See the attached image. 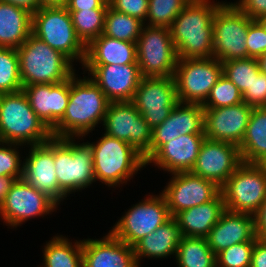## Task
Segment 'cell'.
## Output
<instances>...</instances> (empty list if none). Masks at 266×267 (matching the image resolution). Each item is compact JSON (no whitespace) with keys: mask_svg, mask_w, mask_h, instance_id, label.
<instances>
[{"mask_svg":"<svg viewBox=\"0 0 266 267\" xmlns=\"http://www.w3.org/2000/svg\"><path fill=\"white\" fill-rule=\"evenodd\" d=\"M253 107L240 104L204 109V134L207 139L239 146L244 138Z\"/></svg>","mask_w":266,"mask_h":267,"instance_id":"cell-20","label":"cell"},{"mask_svg":"<svg viewBox=\"0 0 266 267\" xmlns=\"http://www.w3.org/2000/svg\"><path fill=\"white\" fill-rule=\"evenodd\" d=\"M205 134L181 135L162 145L147 161L169 174L191 172L199 155Z\"/></svg>","mask_w":266,"mask_h":267,"instance_id":"cell-22","label":"cell"},{"mask_svg":"<svg viewBox=\"0 0 266 267\" xmlns=\"http://www.w3.org/2000/svg\"><path fill=\"white\" fill-rule=\"evenodd\" d=\"M225 209L254 215L266 199V170L261 164L242 163L220 188Z\"/></svg>","mask_w":266,"mask_h":267,"instance_id":"cell-10","label":"cell"},{"mask_svg":"<svg viewBox=\"0 0 266 267\" xmlns=\"http://www.w3.org/2000/svg\"><path fill=\"white\" fill-rule=\"evenodd\" d=\"M82 68L110 102L132 101L142 79L138 63L83 64Z\"/></svg>","mask_w":266,"mask_h":267,"instance_id":"cell-17","label":"cell"},{"mask_svg":"<svg viewBox=\"0 0 266 267\" xmlns=\"http://www.w3.org/2000/svg\"><path fill=\"white\" fill-rule=\"evenodd\" d=\"M143 25L144 23L139 19L118 12L109 6L105 15L103 35L136 43Z\"/></svg>","mask_w":266,"mask_h":267,"instance_id":"cell-32","label":"cell"},{"mask_svg":"<svg viewBox=\"0 0 266 267\" xmlns=\"http://www.w3.org/2000/svg\"><path fill=\"white\" fill-rule=\"evenodd\" d=\"M225 210L220 192L213 200L182 210L174 218L182 236L206 238Z\"/></svg>","mask_w":266,"mask_h":267,"instance_id":"cell-25","label":"cell"},{"mask_svg":"<svg viewBox=\"0 0 266 267\" xmlns=\"http://www.w3.org/2000/svg\"><path fill=\"white\" fill-rule=\"evenodd\" d=\"M82 267H139L133 247L108 232L101 239L82 240Z\"/></svg>","mask_w":266,"mask_h":267,"instance_id":"cell-23","label":"cell"},{"mask_svg":"<svg viewBox=\"0 0 266 267\" xmlns=\"http://www.w3.org/2000/svg\"><path fill=\"white\" fill-rule=\"evenodd\" d=\"M256 237L266 241V199L261 204V207L254 214Z\"/></svg>","mask_w":266,"mask_h":267,"instance_id":"cell-47","label":"cell"},{"mask_svg":"<svg viewBox=\"0 0 266 267\" xmlns=\"http://www.w3.org/2000/svg\"><path fill=\"white\" fill-rule=\"evenodd\" d=\"M16 180L17 179L13 176H0V205L4 202L6 195L8 194Z\"/></svg>","mask_w":266,"mask_h":267,"instance_id":"cell-49","label":"cell"},{"mask_svg":"<svg viewBox=\"0 0 266 267\" xmlns=\"http://www.w3.org/2000/svg\"><path fill=\"white\" fill-rule=\"evenodd\" d=\"M258 21H259V22L263 25V27L266 29V16L260 18Z\"/></svg>","mask_w":266,"mask_h":267,"instance_id":"cell-53","label":"cell"},{"mask_svg":"<svg viewBox=\"0 0 266 267\" xmlns=\"http://www.w3.org/2000/svg\"><path fill=\"white\" fill-rule=\"evenodd\" d=\"M107 9L69 11L76 34L86 46L103 34Z\"/></svg>","mask_w":266,"mask_h":267,"instance_id":"cell-33","label":"cell"},{"mask_svg":"<svg viewBox=\"0 0 266 267\" xmlns=\"http://www.w3.org/2000/svg\"><path fill=\"white\" fill-rule=\"evenodd\" d=\"M182 235L174 217L158 227L155 231L138 241L134 246V256L140 267L143 258L162 259L176 257L177 247Z\"/></svg>","mask_w":266,"mask_h":267,"instance_id":"cell-26","label":"cell"},{"mask_svg":"<svg viewBox=\"0 0 266 267\" xmlns=\"http://www.w3.org/2000/svg\"><path fill=\"white\" fill-rule=\"evenodd\" d=\"M190 1L191 0H149L148 14L144 25L170 28L177 15Z\"/></svg>","mask_w":266,"mask_h":267,"instance_id":"cell-36","label":"cell"},{"mask_svg":"<svg viewBox=\"0 0 266 267\" xmlns=\"http://www.w3.org/2000/svg\"><path fill=\"white\" fill-rule=\"evenodd\" d=\"M243 102L242 93L224 74L210 90L206 101L202 104L204 109L229 107Z\"/></svg>","mask_w":266,"mask_h":267,"instance_id":"cell-38","label":"cell"},{"mask_svg":"<svg viewBox=\"0 0 266 267\" xmlns=\"http://www.w3.org/2000/svg\"><path fill=\"white\" fill-rule=\"evenodd\" d=\"M65 7L68 11H79L95 8H108V0H67Z\"/></svg>","mask_w":266,"mask_h":267,"instance_id":"cell-46","label":"cell"},{"mask_svg":"<svg viewBox=\"0 0 266 267\" xmlns=\"http://www.w3.org/2000/svg\"><path fill=\"white\" fill-rule=\"evenodd\" d=\"M83 137H54V163L59 188L69 197L95 180L93 148Z\"/></svg>","mask_w":266,"mask_h":267,"instance_id":"cell-6","label":"cell"},{"mask_svg":"<svg viewBox=\"0 0 266 267\" xmlns=\"http://www.w3.org/2000/svg\"><path fill=\"white\" fill-rule=\"evenodd\" d=\"M26 147L30 148L23 160L22 178L29 185L49 196L59 206L68 196L58 185L54 163V137L45 143Z\"/></svg>","mask_w":266,"mask_h":267,"instance_id":"cell-18","label":"cell"},{"mask_svg":"<svg viewBox=\"0 0 266 267\" xmlns=\"http://www.w3.org/2000/svg\"><path fill=\"white\" fill-rule=\"evenodd\" d=\"M67 0H38L39 8L64 7Z\"/></svg>","mask_w":266,"mask_h":267,"instance_id":"cell-51","label":"cell"},{"mask_svg":"<svg viewBox=\"0 0 266 267\" xmlns=\"http://www.w3.org/2000/svg\"><path fill=\"white\" fill-rule=\"evenodd\" d=\"M32 13L0 1V47L19 48L32 33Z\"/></svg>","mask_w":266,"mask_h":267,"instance_id":"cell-28","label":"cell"},{"mask_svg":"<svg viewBox=\"0 0 266 267\" xmlns=\"http://www.w3.org/2000/svg\"><path fill=\"white\" fill-rule=\"evenodd\" d=\"M147 196L127 209L109 230L114 237L131 247L171 218L161 192L159 195L149 193Z\"/></svg>","mask_w":266,"mask_h":267,"instance_id":"cell-11","label":"cell"},{"mask_svg":"<svg viewBox=\"0 0 266 267\" xmlns=\"http://www.w3.org/2000/svg\"><path fill=\"white\" fill-rule=\"evenodd\" d=\"M255 241L237 243L216 255L217 267H250Z\"/></svg>","mask_w":266,"mask_h":267,"instance_id":"cell-39","label":"cell"},{"mask_svg":"<svg viewBox=\"0 0 266 267\" xmlns=\"http://www.w3.org/2000/svg\"><path fill=\"white\" fill-rule=\"evenodd\" d=\"M40 267H82V240L71 242L63 235L53 236L42 249Z\"/></svg>","mask_w":266,"mask_h":267,"instance_id":"cell-30","label":"cell"},{"mask_svg":"<svg viewBox=\"0 0 266 267\" xmlns=\"http://www.w3.org/2000/svg\"><path fill=\"white\" fill-rule=\"evenodd\" d=\"M108 2L112 9L135 17L145 23L149 0H108Z\"/></svg>","mask_w":266,"mask_h":267,"instance_id":"cell-44","label":"cell"},{"mask_svg":"<svg viewBox=\"0 0 266 267\" xmlns=\"http://www.w3.org/2000/svg\"><path fill=\"white\" fill-rule=\"evenodd\" d=\"M137 63L136 43L110 38L101 34L86 46L84 64Z\"/></svg>","mask_w":266,"mask_h":267,"instance_id":"cell-27","label":"cell"},{"mask_svg":"<svg viewBox=\"0 0 266 267\" xmlns=\"http://www.w3.org/2000/svg\"><path fill=\"white\" fill-rule=\"evenodd\" d=\"M181 136L176 132L174 127V119H171V112L169 117L160 125L152 129V141L149 149V158L165 143Z\"/></svg>","mask_w":266,"mask_h":267,"instance_id":"cell-42","label":"cell"},{"mask_svg":"<svg viewBox=\"0 0 266 267\" xmlns=\"http://www.w3.org/2000/svg\"><path fill=\"white\" fill-rule=\"evenodd\" d=\"M171 176L161 190L171 217L182 210L207 203L220 193V187L214 182L191 172H178Z\"/></svg>","mask_w":266,"mask_h":267,"instance_id":"cell-16","label":"cell"},{"mask_svg":"<svg viewBox=\"0 0 266 267\" xmlns=\"http://www.w3.org/2000/svg\"><path fill=\"white\" fill-rule=\"evenodd\" d=\"M22 90L35 114L51 131L68 106L70 78L57 84L26 85Z\"/></svg>","mask_w":266,"mask_h":267,"instance_id":"cell-21","label":"cell"},{"mask_svg":"<svg viewBox=\"0 0 266 267\" xmlns=\"http://www.w3.org/2000/svg\"><path fill=\"white\" fill-rule=\"evenodd\" d=\"M223 74L234 83L243 94L249 89L254 76L260 72L256 58L235 59L222 62Z\"/></svg>","mask_w":266,"mask_h":267,"instance_id":"cell-37","label":"cell"},{"mask_svg":"<svg viewBox=\"0 0 266 267\" xmlns=\"http://www.w3.org/2000/svg\"><path fill=\"white\" fill-rule=\"evenodd\" d=\"M110 101L89 76L70 77L69 102L63 118L51 130L52 137H86L103 123Z\"/></svg>","mask_w":266,"mask_h":267,"instance_id":"cell-1","label":"cell"},{"mask_svg":"<svg viewBox=\"0 0 266 267\" xmlns=\"http://www.w3.org/2000/svg\"><path fill=\"white\" fill-rule=\"evenodd\" d=\"M88 143L93 148L95 180L109 188L127 184L146 168L143 156L125 141L103 133L98 141Z\"/></svg>","mask_w":266,"mask_h":267,"instance_id":"cell-5","label":"cell"},{"mask_svg":"<svg viewBox=\"0 0 266 267\" xmlns=\"http://www.w3.org/2000/svg\"><path fill=\"white\" fill-rule=\"evenodd\" d=\"M32 34L61 52L73 64H84L86 45L77 36L70 12L64 7L39 8L32 13Z\"/></svg>","mask_w":266,"mask_h":267,"instance_id":"cell-7","label":"cell"},{"mask_svg":"<svg viewBox=\"0 0 266 267\" xmlns=\"http://www.w3.org/2000/svg\"><path fill=\"white\" fill-rule=\"evenodd\" d=\"M22 86L57 84L76 71L74 64L61 52L33 35L17 48Z\"/></svg>","mask_w":266,"mask_h":267,"instance_id":"cell-3","label":"cell"},{"mask_svg":"<svg viewBox=\"0 0 266 267\" xmlns=\"http://www.w3.org/2000/svg\"><path fill=\"white\" fill-rule=\"evenodd\" d=\"M0 1L25 8L31 13H34L38 10V0H0Z\"/></svg>","mask_w":266,"mask_h":267,"instance_id":"cell-50","label":"cell"},{"mask_svg":"<svg viewBox=\"0 0 266 267\" xmlns=\"http://www.w3.org/2000/svg\"><path fill=\"white\" fill-rule=\"evenodd\" d=\"M175 262L178 267H217L216 255L202 237L182 236Z\"/></svg>","mask_w":266,"mask_h":267,"instance_id":"cell-31","label":"cell"},{"mask_svg":"<svg viewBox=\"0 0 266 267\" xmlns=\"http://www.w3.org/2000/svg\"><path fill=\"white\" fill-rule=\"evenodd\" d=\"M252 21L233 2L224 1L212 20L213 57L221 63L247 58L246 36Z\"/></svg>","mask_w":266,"mask_h":267,"instance_id":"cell-9","label":"cell"},{"mask_svg":"<svg viewBox=\"0 0 266 267\" xmlns=\"http://www.w3.org/2000/svg\"><path fill=\"white\" fill-rule=\"evenodd\" d=\"M206 239L215 255L234 244L256 241L254 215L225 210Z\"/></svg>","mask_w":266,"mask_h":267,"instance_id":"cell-24","label":"cell"},{"mask_svg":"<svg viewBox=\"0 0 266 267\" xmlns=\"http://www.w3.org/2000/svg\"><path fill=\"white\" fill-rule=\"evenodd\" d=\"M250 267H266V241L256 239Z\"/></svg>","mask_w":266,"mask_h":267,"instance_id":"cell-48","label":"cell"},{"mask_svg":"<svg viewBox=\"0 0 266 267\" xmlns=\"http://www.w3.org/2000/svg\"><path fill=\"white\" fill-rule=\"evenodd\" d=\"M243 102L252 107L266 106V74L254 76L249 89L242 94Z\"/></svg>","mask_w":266,"mask_h":267,"instance_id":"cell-43","label":"cell"},{"mask_svg":"<svg viewBox=\"0 0 266 267\" xmlns=\"http://www.w3.org/2000/svg\"><path fill=\"white\" fill-rule=\"evenodd\" d=\"M171 119L180 135L204 134V108L201 104L178 103L171 110Z\"/></svg>","mask_w":266,"mask_h":267,"instance_id":"cell-34","label":"cell"},{"mask_svg":"<svg viewBox=\"0 0 266 267\" xmlns=\"http://www.w3.org/2000/svg\"><path fill=\"white\" fill-rule=\"evenodd\" d=\"M136 51L142 77L174 76L178 55L170 28L143 25Z\"/></svg>","mask_w":266,"mask_h":267,"instance_id":"cell-8","label":"cell"},{"mask_svg":"<svg viewBox=\"0 0 266 267\" xmlns=\"http://www.w3.org/2000/svg\"><path fill=\"white\" fill-rule=\"evenodd\" d=\"M57 208L58 205L49 196L21 178L16 180L0 205V220L9 228H17L31 218L52 214Z\"/></svg>","mask_w":266,"mask_h":267,"instance_id":"cell-14","label":"cell"},{"mask_svg":"<svg viewBox=\"0 0 266 267\" xmlns=\"http://www.w3.org/2000/svg\"><path fill=\"white\" fill-rule=\"evenodd\" d=\"M266 170V160L261 164Z\"/></svg>","mask_w":266,"mask_h":267,"instance_id":"cell-54","label":"cell"},{"mask_svg":"<svg viewBox=\"0 0 266 267\" xmlns=\"http://www.w3.org/2000/svg\"><path fill=\"white\" fill-rule=\"evenodd\" d=\"M233 4L252 20L266 16V0H239Z\"/></svg>","mask_w":266,"mask_h":267,"instance_id":"cell-45","label":"cell"},{"mask_svg":"<svg viewBox=\"0 0 266 267\" xmlns=\"http://www.w3.org/2000/svg\"><path fill=\"white\" fill-rule=\"evenodd\" d=\"M260 72L266 74V52L257 58Z\"/></svg>","mask_w":266,"mask_h":267,"instance_id":"cell-52","label":"cell"},{"mask_svg":"<svg viewBox=\"0 0 266 267\" xmlns=\"http://www.w3.org/2000/svg\"><path fill=\"white\" fill-rule=\"evenodd\" d=\"M24 145L0 141V176H13L17 180L23 177L24 161L18 148Z\"/></svg>","mask_w":266,"mask_h":267,"instance_id":"cell-40","label":"cell"},{"mask_svg":"<svg viewBox=\"0 0 266 267\" xmlns=\"http://www.w3.org/2000/svg\"><path fill=\"white\" fill-rule=\"evenodd\" d=\"M132 102L152 129L160 125L179 103L174 77H142Z\"/></svg>","mask_w":266,"mask_h":267,"instance_id":"cell-15","label":"cell"},{"mask_svg":"<svg viewBox=\"0 0 266 267\" xmlns=\"http://www.w3.org/2000/svg\"><path fill=\"white\" fill-rule=\"evenodd\" d=\"M102 128L104 134L127 142L143 156L145 162L149 159L152 128L132 101L110 102Z\"/></svg>","mask_w":266,"mask_h":267,"instance_id":"cell-13","label":"cell"},{"mask_svg":"<svg viewBox=\"0 0 266 267\" xmlns=\"http://www.w3.org/2000/svg\"><path fill=\"white\" fill-rule=\"evenodd\" d=\"M222 74V63L214 57L178 59L173 76L178 101L202 105Z\"/></svg>","mask_w":266,"mask_h":267,"instance_id":"cell-12","label":"cell"},{"mask_svg":"<svg viewBox=\"0 0 266 267\" xmlns=\"http://www.w3.org/2000/svg\"><path fill=\"white\" fill-rule=\"evenodd\" d=\"M242 163L238 146L205 138L191 173L221 188Z\"/></svg>","mask_w":266,"mask_h":267,"instance_id":"cell-19","label":"cell"},{"mask_svg":"<svg viewBox=\"0 0 266 267\" xmlns=\"http://www.w3.org/2000/svg\"><path fill=\"white\" fill-rule=\"evenodd\" d=\"M224 2L191 0L170 27L178 59L213 57V24L216 10Z\"/></svg>","mask_w":266,"mask_h":267,"instance_id":"cell-2","label":"cell"},{"mask_svg":"<svg viewBox=\"0 0 266 267\" xmlns=\"http://www.w3.org/2000/svg\"><path fill=\"white\" fill-rule=\"evenodd\" d=\"M238 147L243 163L262 164L266 160V106L253 107L244 138Z\"/></svg>","mask_w":266,"mask_h":267,"instance_id":"cell-29","label":"cell"},{"mask_svg":"<svg viewBox=\"0 0 266 267\" xmlns=\"http://www.w3.org/2000/svg\"><path fill=\"white\" fill-rule=\"evenodd\" d=\"M247 58H258L266 52V29L258 20L248 26L246 36Z\"/></svg>","mask_w":266,"mask_h":267,"instance_id":"cell-41","label":"cell"},{"mask_svg":"<svg viewBox=\"0 0 266 267\" xmlns=\"http://www.w3.org/2000/svg\"><path fill=\"white\" fill-rule=\"evenodd\" d=\"M51 131L38 118L23 90L0 94V141L32 146L47 142Z\"/></svg>","mask_w":266,"mask_h":267,"instance_id":"cell-4","label":"cell"},{"mask_svg":"<svg viewBox=\"0 0 266 267\" xmlns=\"http://www.w3.org/2000/svg\"><path fill=\"white\" fill-rule=\"evenodd\" d=\"M17 49L0 47V94L22 90Z\"/></svg>","mask_w":266,"mask_h":267,"instance_id":"cell-35","label":"cell"}]
</instances>
